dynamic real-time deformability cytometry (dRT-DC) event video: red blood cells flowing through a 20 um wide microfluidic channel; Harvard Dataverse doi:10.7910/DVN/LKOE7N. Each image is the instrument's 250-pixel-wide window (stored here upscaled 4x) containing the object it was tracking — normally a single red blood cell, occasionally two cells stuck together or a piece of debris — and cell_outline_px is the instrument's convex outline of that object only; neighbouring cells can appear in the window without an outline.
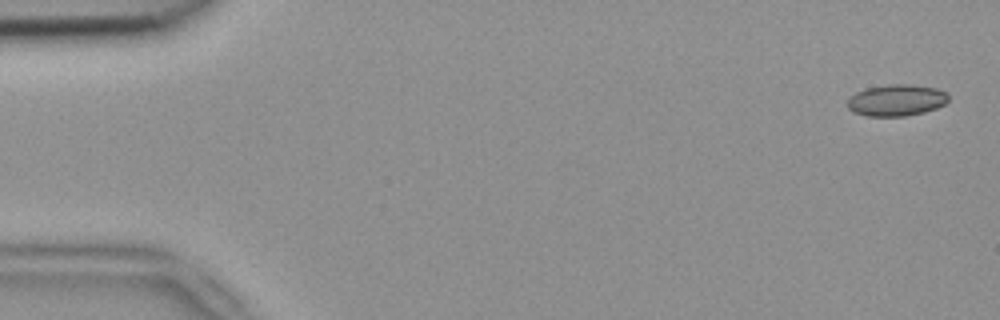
{"species": "common noctule bat (a hibernating species)", "species_latin": "Nyctalus noctula", "temperature_condition": "room temperature", "stored_images_in_passage": 5, "segment_of_instrument_passage": [1, 2], "camera_frame_rate_fps": 3000, "um_per_image_px": 0.085, "animal": {"sex": "female", "body_mass_g": 18.4}, "frame": {"image": 1, "passage_image": 1, "time_ms": 0.0, "image_size_px": [1000, 320], "cell_outline_px": [[948, 100], [944, 104], [936, 108], [924, 112], [904, 116], [868, 116], [852, 112], [848, 108], [848, 100], [856, 92], [868, 88], [888, 84], [908, 84], [936, 88], [948, 92]], "centroid_in_image_um": [76.21, 8.52], "position_along_channel_um": 8.8, "area_um2": 18.5}}
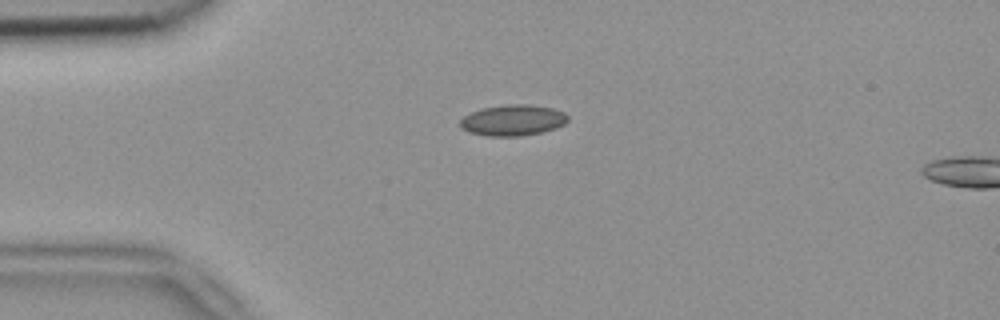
{"frame": {"image": 2, "passage_image": 4, "time_ms": 1.0, "image_size_px": [1000, 320], "cell_outline_px": [[568, 120], [564, 124], [556, 128], [544, 132], [520, 136], [488, 136], [468, 132], [460, 128], [460, 120], [464, 116], [480, 108], [508, 104], [528, 104], [552, 108], [564, 112], [568, 116]], "centroid_in_image_um": [43.59, 10.22], "position_along_channel_um": 41.4, "area_um2": 19.59}}